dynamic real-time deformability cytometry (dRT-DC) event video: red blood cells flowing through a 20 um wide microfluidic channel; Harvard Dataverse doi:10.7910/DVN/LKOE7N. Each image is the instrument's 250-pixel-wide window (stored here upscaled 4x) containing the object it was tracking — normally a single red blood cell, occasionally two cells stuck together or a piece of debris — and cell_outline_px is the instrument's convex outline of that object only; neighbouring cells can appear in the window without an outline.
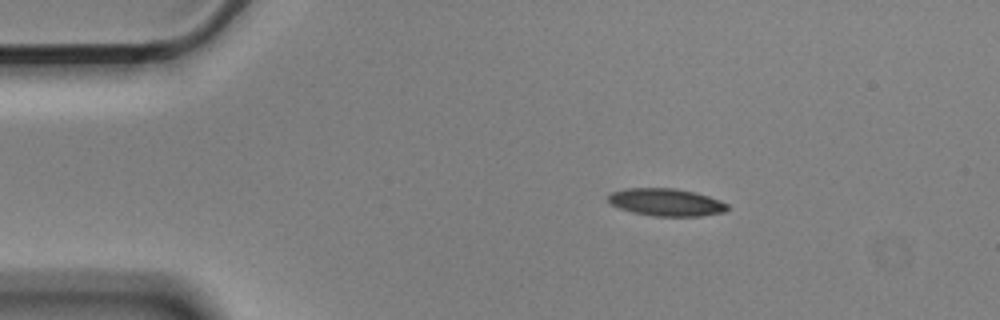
{"species": "Egyptian fruit bat (a non-hibernating species)", "species_latin": "Rousettus aegyptiacus", "temperature_condition": "cold", "stored_images_in_passage": 47, "camera_frame_rate_fps": 3000, "um_per_image_px": 0.085, "animal": {"sex": "male"}, "frame": {"image": 1, "passage_image": 1, "time_ms": 0.0, "image_size_px": [1000, 320], "cell_outline_px": [[728, 208], [724, 212], [700, 216], [652, 216], [632, 212], [620, 208], [612, 204], [608, 200], [608, 196], [612, 192], [624, 188], [676, 188], [696, 192], [708, 196], [728, 204]], "centroid_in_image_um": [56.62, 17.18], "position_along_channel_um": 28.4, "area_um2": 19.07}}
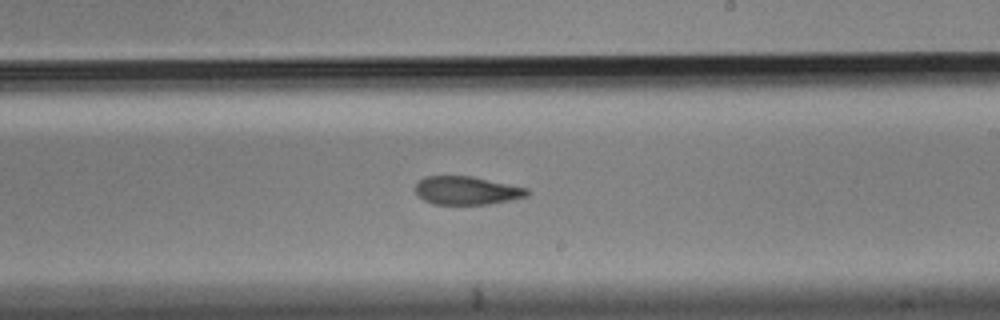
{"frame": {"image": 2, "passage_image": 24, "time_ms": 7.667, "image_size_px": [1000, 320], "cell_outline_px": [[528, 196], [488, 204], [432, 204], [424, 200], [416, 192], [416, 184], [424, 176], [472, 176], [528, 188]], "centroid_in_image_um": [39.66, 16.19], "position_along_channel_um": 249.3, "area_um2": 18.26}}
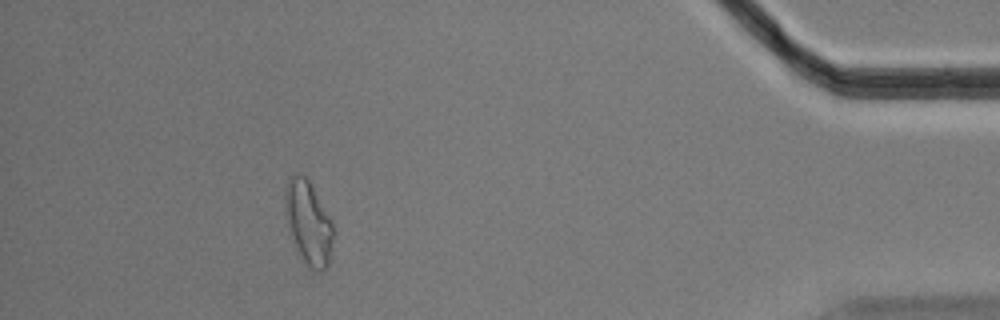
{"frame": {"image": 3, "passage_image": 42, "time_ms": 13.667, "image_size_px": [1000, 320], "cell_outline_px": [[332, 240], [328, 264], [320, 272], [312, 268], [296, 252], [284, 212], [284, 188], [288, 176], [296, 172], [300, 172], [308, 176], [332, 224]], "centroid_in_image_um": [26.14, 18.82], "position_along_channel_um": 409.1, "area_um2": 23.52}, "authors_computed_cell_mechanics": {"area_um2": 19.7098, "velocity_mm_per_s": 3.5781, "shape_relaxation_time_tau1_ms": 8.9631, "shape_relaxation_time_tau2_ms": 3.5348, "deformation_change_tau1": 0.1755, "deformation_change_tau2": 0.1079}}